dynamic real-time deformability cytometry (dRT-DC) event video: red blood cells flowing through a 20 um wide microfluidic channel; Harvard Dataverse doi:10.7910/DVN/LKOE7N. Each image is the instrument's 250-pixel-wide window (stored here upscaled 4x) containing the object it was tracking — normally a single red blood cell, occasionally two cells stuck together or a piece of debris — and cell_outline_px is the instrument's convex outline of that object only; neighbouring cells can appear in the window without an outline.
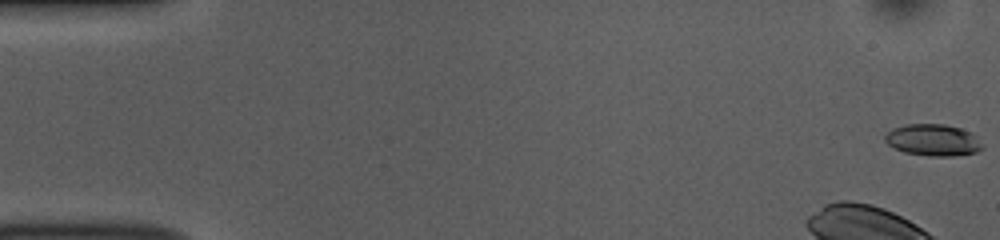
{"species": "common noctule bat (a hibernating species)", "species_latin": "Nyctalus noctula", "temperature_condition": "room temperature", "stored_images_in_passage": 25, "camera_frame_rate_fps": 3000, "um_per_image_px": 0.085, "animal": {"sex": "female", "body_mass_g": 10.0, "forearm_length_mm": 53.1}, "frame": {"image": 1, "passage_image": 1, "time_ms": 0.0, "image_size_px": [1000, 240], "cell_outline_px": [[984, 148], [976, 152], [956, 156], [928, 156], [904, 152], [892, 148], [884, 140], [884, 136], [892, 128], [904, 124], [944, 124], [960, 128], [972, 132], [976, 136]], "centroid_in_image_um": [79.29, 11.9], "position_along_channel_um": 5.7, "area_um2": 18.21}}